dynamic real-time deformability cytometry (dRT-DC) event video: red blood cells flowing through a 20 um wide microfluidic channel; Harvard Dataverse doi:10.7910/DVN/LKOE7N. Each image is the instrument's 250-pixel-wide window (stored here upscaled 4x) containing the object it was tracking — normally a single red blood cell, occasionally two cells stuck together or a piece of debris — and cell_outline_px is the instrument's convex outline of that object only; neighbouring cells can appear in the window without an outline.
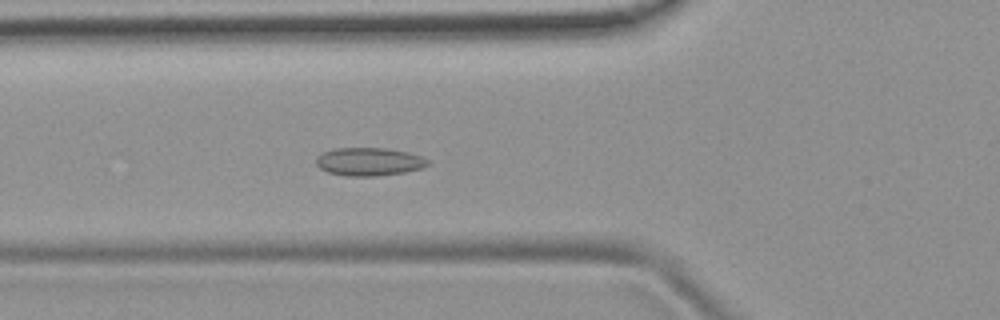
{"species": "common noctule bat (a hibernating species)", "species_latin": "Nyctalus noctula", "temperature_condition": "room temperature", "stored_images_in_passage": 36, "camera_frame_rate_fps": 3000, "um_per_image_px": 0.085, "animal": {"sex": "female", "body_mass_g": 19.9}, "frame": {"image": 1, "passage_image": 3, "time_ms": 0.667, "image_size_px": [1000, 320], "cell_outline_px": [[432, 160], [428, 164], [420, 168], [404, 172], [376, 176], [348, 176], [328, 172], [320, 168], [316, 164], [316, 156], [320, 152], [332, 148], [384, 148], [408, 152]], "centroid_in_image_um": [31.33, 13.73], "position_along_channel_um": 94.5, "area_um2": 18.38}}
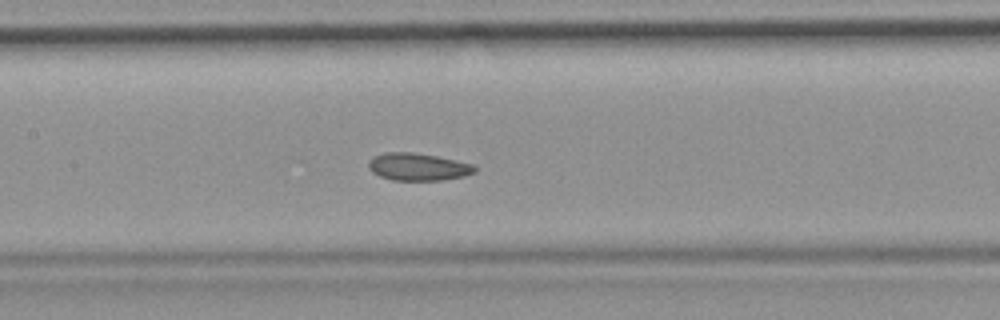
{"frame": {"image": 2, "passage_image": 9, "time_ms": 2.667, "image_size_px": [1000, 320], "cell_outline_px": [[476, 172], [464, 176], [444, 180], [392, 180], [380, 176], [372, 172], [368, 168], [368, 160], [372, 156], [384, 152], [412, 152], [436, 156], [472, 164], [476, 168]], "centroid_in_image_um": [35.49, 14.18], "position_along_channel_um": 171.9, "area_um2": 17.05}}
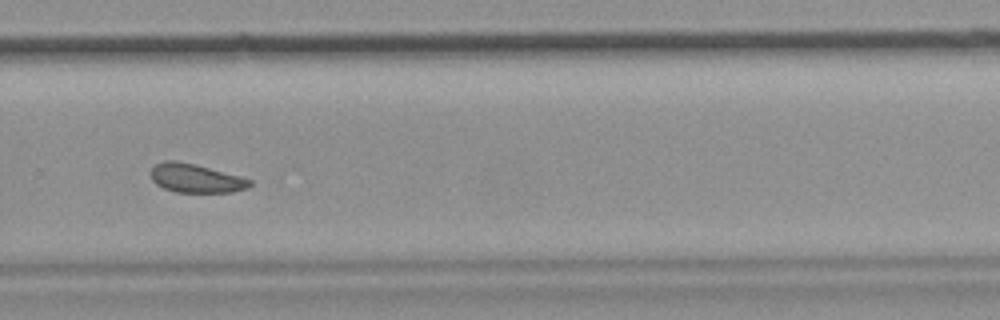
{"frame": {"image": 3, "passage_image": 20, "time_ms": 6.333, "image_size_px": [1000, 320], "cell_outline_px": [[252, 184], [248, 188], [232, 192], [176, 192], [164, 188], [156, 184], [152, 180], [152, 168], [156, 164], [164, 160], [176, 160], [196, 164], [240, 176], [252, 180]], "centroid_in_image_um": [16.66, 15.15], "position_along_channel_um": 313.1, "area_um2": 16.59}, "authors_computed_cell_mechanics": {"area_um2": 17.051, "velocity_mm_per_s": 3.8672, "shape_relaxation_time_tau1_ms": null, "shape_relaxation_time_tau2_ms": 2.1325, "deformation_change_tau1": null, "deformation_change_tau2": 0.0578}}